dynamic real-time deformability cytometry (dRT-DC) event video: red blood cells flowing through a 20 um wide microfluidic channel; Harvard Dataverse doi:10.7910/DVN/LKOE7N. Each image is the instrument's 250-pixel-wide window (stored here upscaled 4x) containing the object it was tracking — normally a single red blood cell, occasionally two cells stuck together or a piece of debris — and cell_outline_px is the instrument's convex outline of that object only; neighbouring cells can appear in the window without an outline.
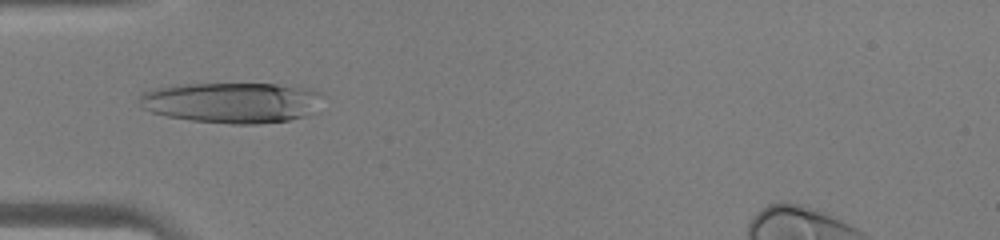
{"species": "human", "species_latin": "Homo sapiens", "temperature_condition": "warm", "stored_images_in_passage": 45, "camera_frame_rate_fps": 3000, "um_per_image_px": 0.085, "donor": {"sex": "male"}, "frame": {"image": 1, "passage_image": 15, "time_ms": 4.667, "image_size_px": [1000, 240], "cell_outline_px": [[328, 96], [320, 112], [288, 120], [260, 124], [232, 124], [192, 120], [168, 116], [152, 112], [140, 108], [140, 92], [152, 88], [172, 84], [276, 84], [312, 88]], "centroid_in_image_um": [19.82, 8.71], "position_along_channel_um": 65.2, "area_um2": 44.68}}
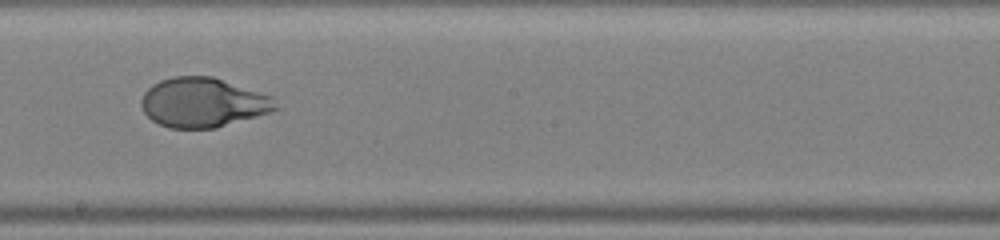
{"frame": {"image": 2, "passage_image": 26, "time_ms": 8.333, "image_size_px": [1000, 240], "cell_outline_px": [[280, 108], [256, 116], [216, 128], [168, 128], [152, 120], [144, 112], [140, 104], [140, 100], [144, 92], [152, 84], [160, 80], [172, 76], [212, 76], [276, 96]], "centroid_in_image_um": [17.28, 8.7], "position_along_channel_um": 230.9, "area_um2": 39.19}}
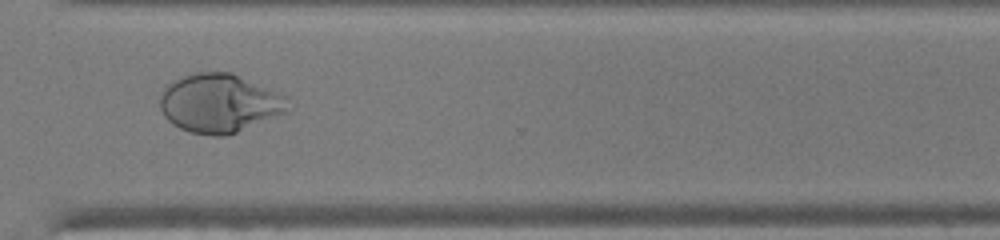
{"frame": {"image": 3, "passage_image": 34, "time_ms": 11.0, "image_size_px": [1000, 240], "cell_outline_px": [[288, 112], [236, 132], [224, 136], [212, 136], [192, 132], [180, 128], [172, 124], [164, 116], [160, 108], [160, 92], [172, 80], [196, 72], [232, 72], [288, 96]], "centroid_in_image_um": [18.65, 8.76], "position_along_channel_um": 351.9, "area_um2": 43.99}}